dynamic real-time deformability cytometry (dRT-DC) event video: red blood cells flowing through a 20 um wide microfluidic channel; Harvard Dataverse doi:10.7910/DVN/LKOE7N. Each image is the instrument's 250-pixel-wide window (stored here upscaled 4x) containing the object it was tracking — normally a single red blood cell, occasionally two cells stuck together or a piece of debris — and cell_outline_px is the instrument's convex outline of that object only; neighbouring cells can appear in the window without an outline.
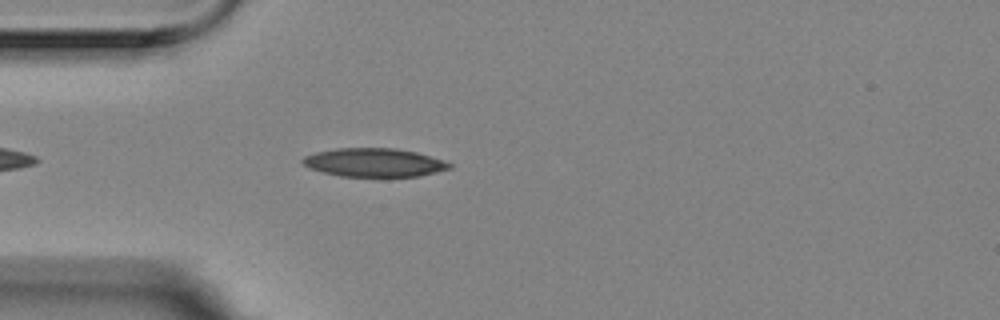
{"species": "Egyptian fruit bat (a non-hibernating species)", "species_latin": "Rousettus aegyptiacus", "temperature_condition": "room temperature", "stored_images_in_passage": 28, "camera_frame_rate_fps": 3000, "um_per_image_px": 0.085, "animal": {"sex": "female"}, "frame": {"image": 1, "passage_image": 5, "time_ms": 1.333, "image_size_px": [1000, 320], "cell_outline_px": [[452, 168], [420, 176], [340, 176], [308, 168], [300, 160], [304, 156], [316, 152], [336, 148], [396, 148], [416, 152], [444, 160], [452, 164]], "centroid_in_image_um": [31.8, 13.81], "position_along_channel_um": 53.2, "area_um2": 24.39}}
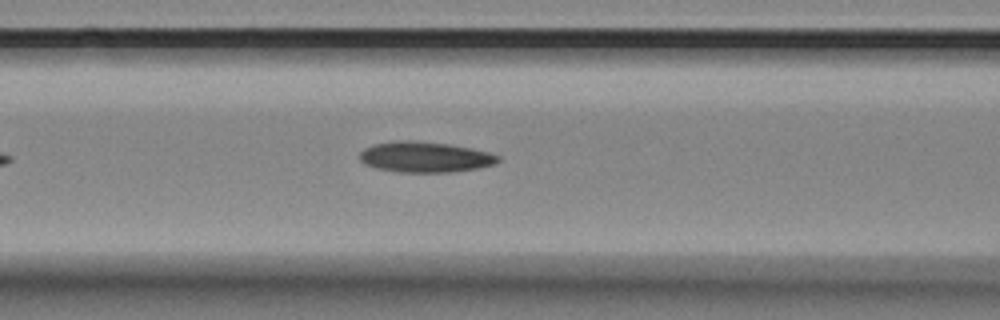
{"frame": {"image": 2, "passage_image": 12, "time_ms": 3.667, "image_size_px": [1000, 320], "cell_outline_px": [[500, 160], [496, 164], [476, 168], [452, 172], [400, 172], [376, 168], [364, 164], [360, 160], [360, 152], [364, 148], [372, 144], [392, 140], [420, 140], [448, 144], [488, 152], [500, 156]], "centroid_in_image_um": [36.08, 13.33], "position_along_channel_um": 130.5, "area_um2": 24.85}}
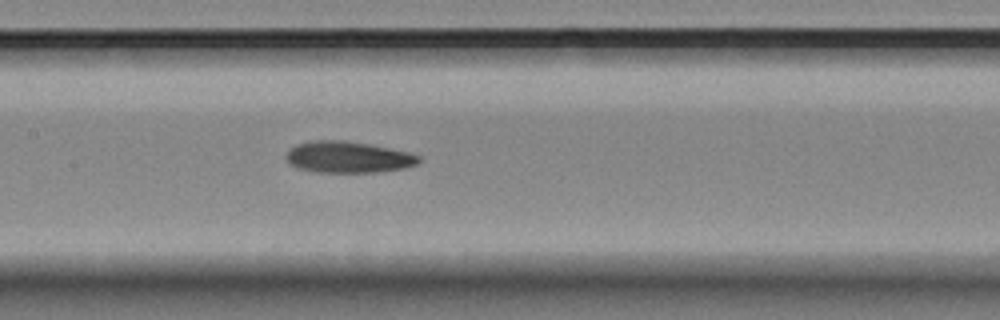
{"frame": {"image": 3, "passage_image": 16, "time_ms": 5.0, "image_size_px": [1000, 320], "cell_outline_px": [[420, 160], [416, 164], [404, 168], [376, 172], [316, 172], [296, 168], [284, 156], [296, 144], [312, 140], [344, 140], [368, 144], [408, 152], [420, 156]], "centroid_in_image_um": [29.57, 13.35], "position_along_channel_um": 177.8, "area_um2": 24.1}}